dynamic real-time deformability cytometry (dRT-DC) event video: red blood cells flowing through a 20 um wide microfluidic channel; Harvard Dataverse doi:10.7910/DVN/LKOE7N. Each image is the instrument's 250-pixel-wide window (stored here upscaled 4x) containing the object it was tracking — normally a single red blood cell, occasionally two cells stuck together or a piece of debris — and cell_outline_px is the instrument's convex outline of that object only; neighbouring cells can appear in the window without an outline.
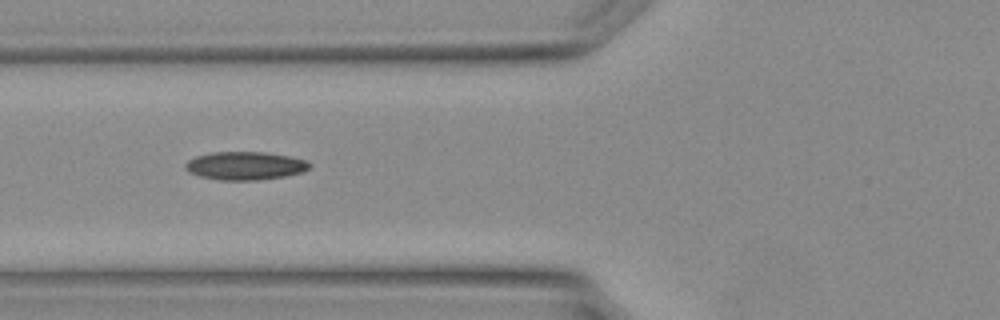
{"species": "Egyptian fruit bat (a non-hibernating species)", "species_latin": "Rousettus aegyptiacus", "temperature_condition": "warm", "stored_images_in_passage": 24, "camera_frame_rate_fps": 3000, "um_per_image_px": 0.085, "animal": {"sex": "female"}, "frame": {"image": 1, "passage_image": 7, "time_ms": 2.0, "image_size_px": [1000, 320], "cell_outline_px": [[312, 168], [304, 172], [288, 176], [260, 180], [220, 180], [200, 176], [188, 172], [184, 168], [184, 164], [188, 160], [196, 156], [212, 152], [264, 152], [288, 156], [304, 160], [312, 164]], "centroid_in_image_um": [20.86, 14.1], "position_along_channel_um": 104.9, "area_um2": 20.63}}
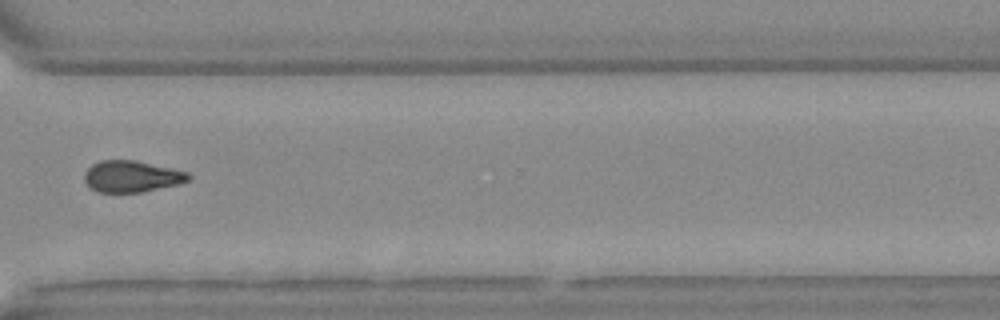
{"frame": {"image": 2, "passage_image": 20, "time_ms": 6.333, "image_size_px": [1000, 320], "cell_outline_px": [[192, 176], [188, 180], [180, 184], [140, 192], [96, 192], [84, 180], [84, 172], [92, 164], [100, 160], [136, 160], [172, 168], [188, 172]], "centroid_in_image_um": [11.2, 14.98], "position_along_channel_um": 359.4, "area_um2": 19.13}}